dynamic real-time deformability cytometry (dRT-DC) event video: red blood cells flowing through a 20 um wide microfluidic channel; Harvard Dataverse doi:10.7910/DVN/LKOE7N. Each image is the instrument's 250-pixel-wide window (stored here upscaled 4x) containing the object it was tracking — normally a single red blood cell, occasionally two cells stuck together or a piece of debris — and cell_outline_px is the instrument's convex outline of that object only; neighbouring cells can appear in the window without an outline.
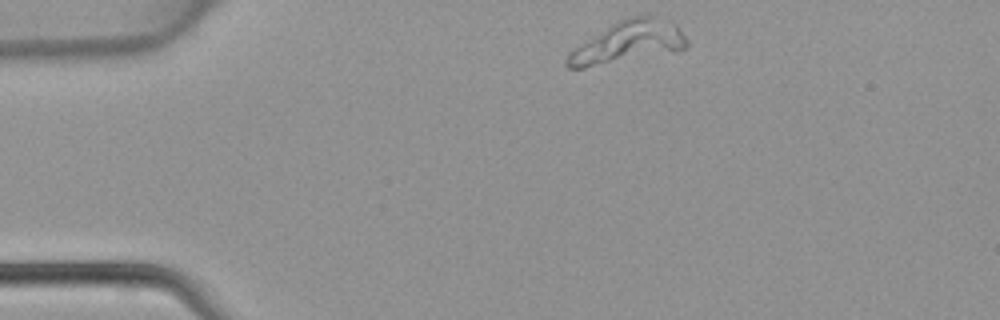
{"species": "common noctule bat (a hibernating species)", "species_latin": "Nyctalus noctula", "temperature_condition": "warm", "stored_images_in_passage": 2, "camera_frame_rate_fps": 3000, "um_per_image_px": 0.085, "animal": {"sex": "female", "body_mass_g": 22.7, "forearm_length_mm": 54.2}, "frame": {"image": 1, "passage_image": 1, "time_ms": 0.0, "image_size_px": [1000, 320], "cell_outline_px": [[688, 48], [676, 52], [584, 68], [568, 68], [564, 64], [564, 60], [576, 48], [612, 24], [628, 16], [652, 16], [676, 24], [688, 40]], "centroid_in_image_um": [53.45, 3.61], "position_along_channel_um": 31.6, "area_um2": 28.61}}